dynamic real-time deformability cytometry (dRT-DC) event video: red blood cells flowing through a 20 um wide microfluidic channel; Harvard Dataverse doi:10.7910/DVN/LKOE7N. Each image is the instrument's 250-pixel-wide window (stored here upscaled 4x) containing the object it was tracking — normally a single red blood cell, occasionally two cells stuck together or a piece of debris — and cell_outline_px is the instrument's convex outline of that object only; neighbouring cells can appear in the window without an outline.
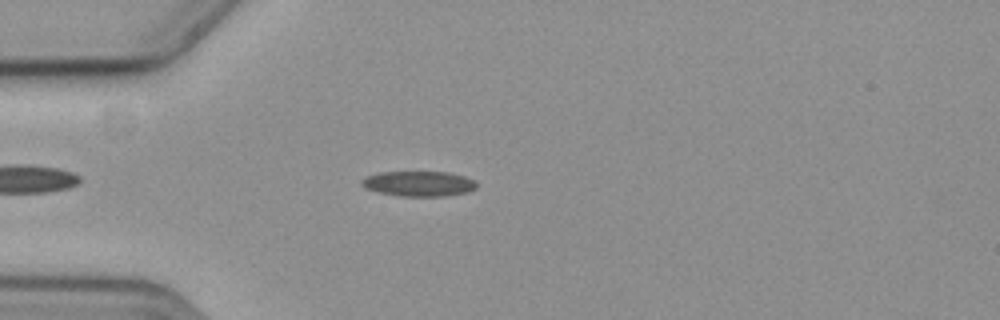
{"species": "common noctule bat (a hibernating species)", "species_latin": "Nyctalus noctula", "temperature_condition": "cold", "stored_images_in_passage": 39, "camera_frame_rate_fps": 3000, "um_per_image_px": 0.085, "animal": {"sex": "female", "body_mass_g": 19.3, "forearm_length_mm": 54.1}, "frame": {"image": 1, "passage_image": 1, "time_ms": 0.0, "image_size_px": [1000, 320], "cell_outline_px": [[476, 188], [468, 192], [444, 196], [400, 196], [380, 192], [364, 188], [360, 184], [360, 180], [368, 176], [380, 172], [448, 172], [464, 176], [472, 180], [476, 184]], "centroid_in_image_um": [35.57, 15.61], "position_along_channel_um": 49.4, "area_um2": 16.76}}
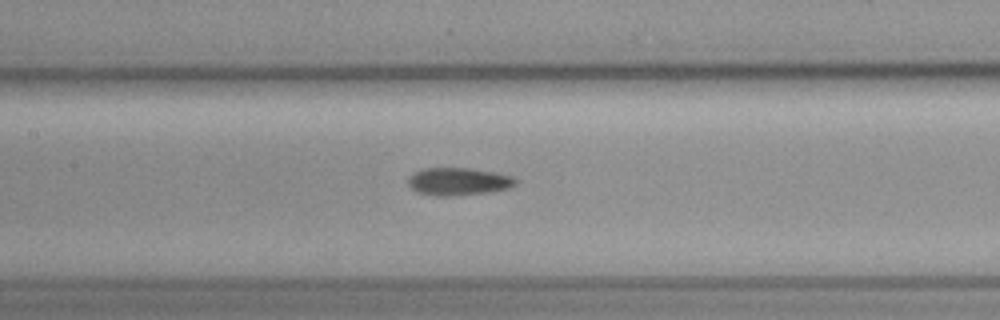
{"frame": {"image": 2, "passage_image": 12, "time_ms": 3.667, "image_size_px": [1000, 320], "cell_outline_px": [[516, 184], [508, 188], [488, 192], [452, 196], [436, 196], [416, 192], [408, 184], [408, 180], [416, 172], [424, 168], [472, 168], [496, 172], [512, 176], [516, 180]], "centroid_in_image_um": [38.98, 15.43], "position_along_channel_um": 168.4, "area_um2": 17.22}}
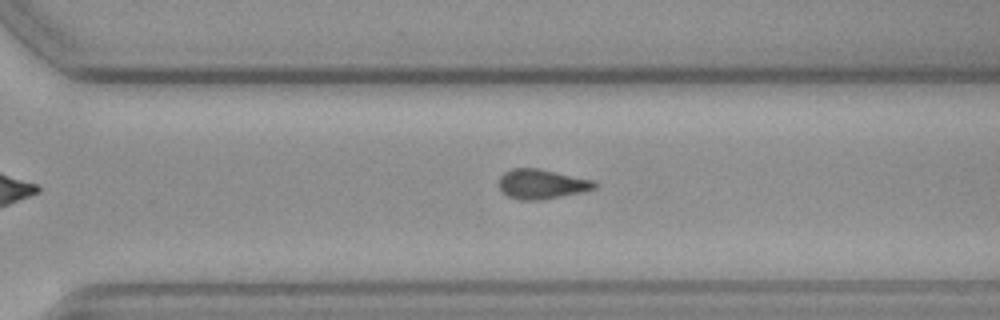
{"frame": {"image": 3, "passage_image": 25, "time_ms": 8.0, "image_size_px": [1000, 320], "cell_outline_px": [[596, 188], [584, 192], [544, 200], [520, 200], [508, 196], [496, 184], [500, 176], [504, 172], [512, 168], [540, 168], [592, 180], [596, 184]], "centroid_in_image_um": [46.02, 15.65], "position_along_channel_um": 324.6, "area_um2": 16.76}, "authors_computed_cell_mechanics": {"area_um2": 16.7042, "velocity_mm_per_s": 3.6217, "shape_relaxation_time_tau1_ms": null, "shape_relaxation_time_tau2_ms": 4.6862, "deformation_change_tau1": null, "deformation_change_tau2": 0.1075}}